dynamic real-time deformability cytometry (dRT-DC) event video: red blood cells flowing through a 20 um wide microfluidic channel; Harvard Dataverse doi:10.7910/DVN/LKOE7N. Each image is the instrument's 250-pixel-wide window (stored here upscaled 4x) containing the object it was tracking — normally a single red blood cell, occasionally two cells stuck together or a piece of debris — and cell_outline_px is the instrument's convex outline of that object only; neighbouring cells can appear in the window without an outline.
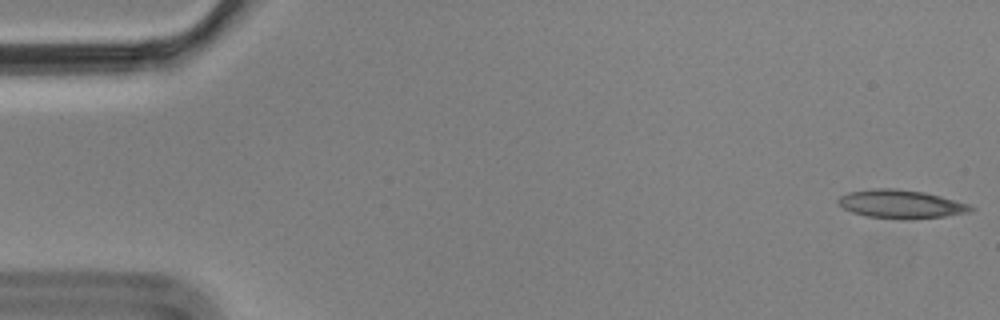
{"species": "Egyptian fruit bat (a non-hibernating species)", "species_latin": "Rousettus aegyptiacus", "temperature_condition": "cold", "stored_images_in_passage": 4, "camera_frame_rate_fps": 3000, "um_per_image_px": 0.085, "animal": {"sex": "male"}, "frame": {"image": 1, "passage_image": 1, "time_ms": 0.0, "image_size_px": [1000, 320], "cell_outline_px": [[976, 208], [968, 212], [944, 216], [912, 220], [904, 220], [864, 216], [852, 212], [836, 204], [836, 200], [840, 196], [848, 192], [876, 188], [892, 188], [924, 192], [940, 196], [968, 204]], "centroid_in_image_um": [76.53, 17.36], "position_along_channel_um": 8.5, "area_um2": 22.14}}
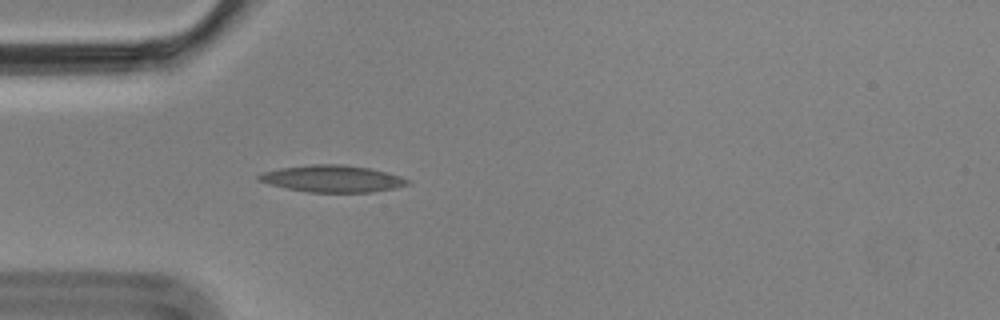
{"frame": {"image": 2, "passage_image": 4, "time_ms": 1.0, "image_size_px": [1000, 320], "cell_outline_px": [[412, 180], [408, 184], [396, 188], [372, 192], [308, 192], [268, 184], [256, 180], [256, 176], [264, 172], [280, 168], [312, 164], [344, 164], [368, 168], [400, 176]], "centroid_in_image_um": [28.24, 15.19], "position_along_channel_um": 56.8, "area_um2": 23.24}}